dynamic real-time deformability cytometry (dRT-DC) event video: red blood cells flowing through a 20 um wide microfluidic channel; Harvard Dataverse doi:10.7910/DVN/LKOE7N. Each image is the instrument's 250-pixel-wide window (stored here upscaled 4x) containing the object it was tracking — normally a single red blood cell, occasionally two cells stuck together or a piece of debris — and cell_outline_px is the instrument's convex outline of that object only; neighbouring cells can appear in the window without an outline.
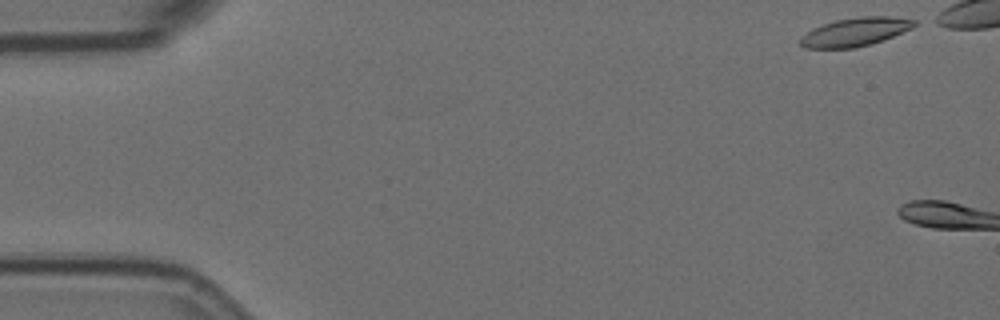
{"species": "Egyptian fruit bat (a non-hibernating species)", "species_latin": "Rousettus aegyptiacus", "temperature_condition": "room temperature", "stored_images_in_passage": 6, "camera_frame_rate_fps": 3000, "um_per_image_px": 0.085, "animal": {"sex": "female"}, "frame": {"image": 1, "passage_image": 1, "time_ms": 0.0, "image_size_px": [1000, 320], "cell_outline_px": [[920, 24], [912, 28], [884, 40], [872, 44], [852, 48], [804, 48], [800, 44], [800, 36], [812, 28], [836, 20], [860, 16], [892, 16], [916, 20]], "centroid_in_image_um": [72.72, 2.71], "position_along_channel_um": 12.3, "area_um2": 19.13}}
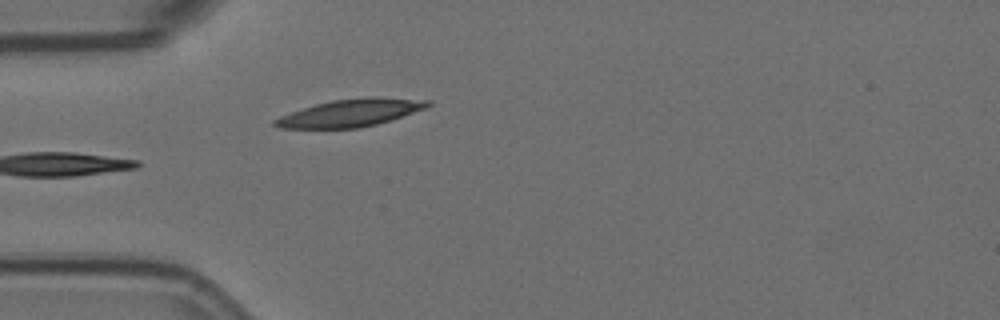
{"frame": {"image": 2, "passage_image": 6, "time_ms": 1.667, "image_size_px": [1000, 320], "cell_outline_px": [[432, 104], [424, 108], [376, 124], [360, 128], [280, 128], [272, 124], [272, 120], [280, 116], [316, 104], [332, 100], [368, 96], [376, 96], [432, 100]], "centroid_in_image_um": [29.79, 9.58], "position_along_channel_um": 55.2, "area_um2": 24.28}}